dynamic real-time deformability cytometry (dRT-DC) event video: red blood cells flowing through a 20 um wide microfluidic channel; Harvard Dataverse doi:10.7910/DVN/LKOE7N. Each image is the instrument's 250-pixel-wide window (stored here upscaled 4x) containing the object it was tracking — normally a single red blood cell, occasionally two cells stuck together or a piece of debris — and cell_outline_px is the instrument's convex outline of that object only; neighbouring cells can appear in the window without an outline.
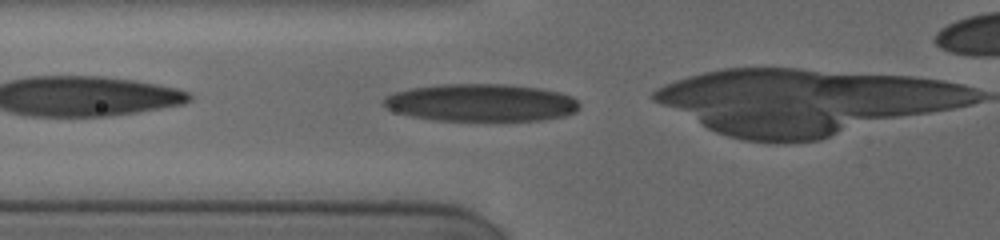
{"species": "human", "species_latin": "Homo sapiens", "temperature_condition": "cold", "stored_images_in_passage": 9, "camera_frame_rate_fps": 3000, "um_per_image_px": 0.085, "donor": {"sex": "female"}, "frame": {"image": 1, "passage_image": 4, "time_ms": 0.667, "image_size_px": [1000, 240], "cell_outline_px": [[580, 108], [576, 112], [564, 116], [544, 120], [436, 120], [412, 116], [396, 112], [388, 108], [380, 100], [384, 96], [408, 88], [440, 84], [508, 84], [540, 88], [560, 92], [572, 96], [580, 104]], "centroid_in_image_um": [40.91, 8.72], "position_along_channel_um": 84.9, "area_um2": 43.0}}